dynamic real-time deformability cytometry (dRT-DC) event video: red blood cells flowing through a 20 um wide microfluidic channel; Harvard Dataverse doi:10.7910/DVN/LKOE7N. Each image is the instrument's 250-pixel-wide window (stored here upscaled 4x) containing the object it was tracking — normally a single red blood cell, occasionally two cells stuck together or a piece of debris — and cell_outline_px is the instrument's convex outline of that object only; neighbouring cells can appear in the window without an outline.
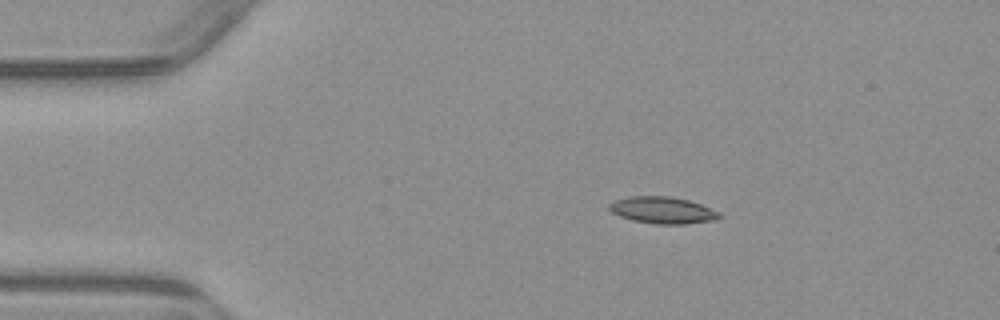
{"species": "common noctule bat (a hibernating species)", "species_latin": "Nyctalus noctula", "temperature_condition": "warm", "stored_images_in_passage": 8, "camera_frame_rate_fps": 3000, "um_per_image_px": 0.085, "animal": {"sex": "male", "body_mass_g": 23.1, "forearm_length_mm": 52.7}, "frame": {"image": 1, "passage_image": 3, "time_ms": 2.667, "image_size_px": [1000, 320], "cell_outline_px": [[724, 216], [716, 220], [684, 224], [656, 224], [632, 220], [620, 216], [612, 212], [608, 208], [608, 204], [616, 200], [628, 196], [668, 196], [688, 200], [700, 204], [720, 212]], "centroid_in_image_um": [56.34, 17.87], "position_along_channel_um": 28.7, "area_um2": 17.22}}
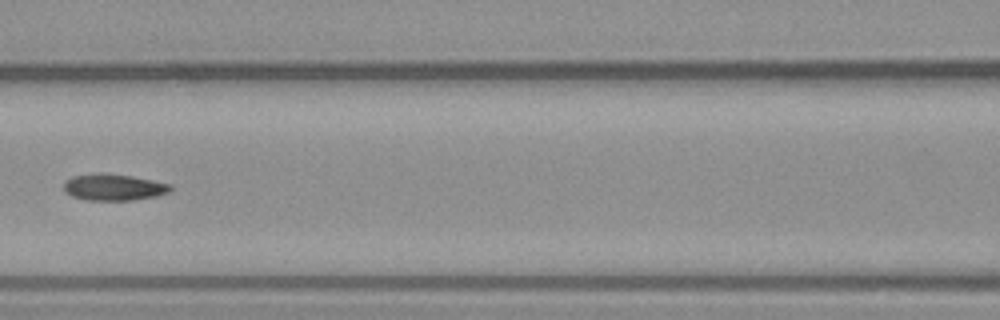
{"frame": {"image": 2, "passage_image": 7, "time_ms": 7.333, "image_size_px": [1000, 320], "cell_outline_px": [[172, 188], [168, 192], [156, 196], [132, 200], [84, 200], [72, 196], [64, 192], [64, 180], [72, 176], [100, 172], [104, 172], [132, 176], [172, 184]], "centroid_in_image_um": [9.62, 15.9], "position_along_channel_um": 157.0, "area_um2": 16.7}}
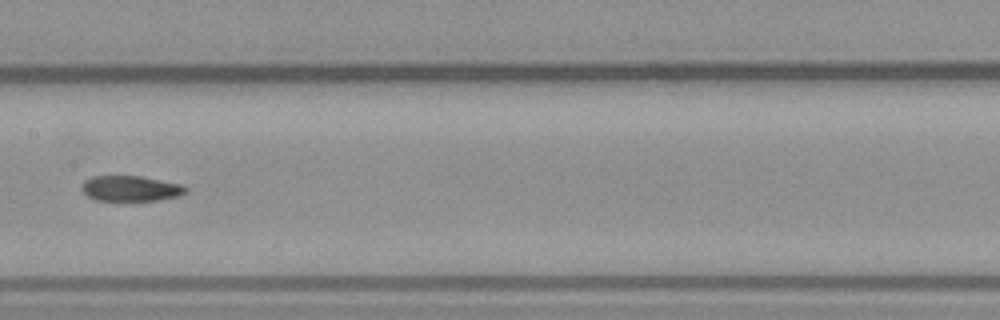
{"frame": {"image": 3, "passage_image": 8, "time_ms": 8.333, "image_size_px": [1000, 320], "cell_outline_px": [[188, 192], [176, 196], [156, 200], [96, 200], [88, 196], [80, 188], [80, 184], [84, 180], [92, 176], [140, 176], [180, 184], [188, 188]], "centroid_in_image_um": [11.06, 16.01], "position_along_channel_um": 196.3, "area_um2": 15.32}}